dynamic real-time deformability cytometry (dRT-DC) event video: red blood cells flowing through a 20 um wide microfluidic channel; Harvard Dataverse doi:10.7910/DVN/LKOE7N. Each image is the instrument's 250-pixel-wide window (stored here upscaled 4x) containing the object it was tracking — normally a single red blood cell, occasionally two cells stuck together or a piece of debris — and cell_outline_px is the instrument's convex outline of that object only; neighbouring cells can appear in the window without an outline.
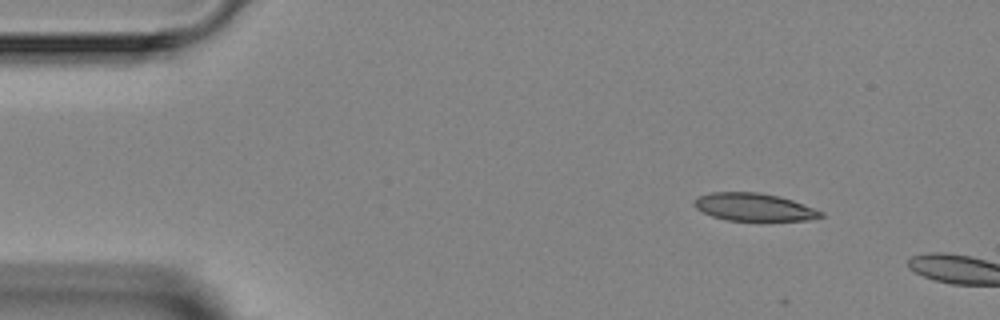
{"species": "Egyptian fruit bat (a non-hibernating species)", "species_latin": "Rousettus aegyptiacus", "temperature_condition": "room temperature", "stored_images_in_passage": 3, "camera_frame_rate_fps": 3000, "um_per_image_px": 0.085, "animal": {"sex": "female"}, "frame": {"image": 1, "passage_image": 1, "time_ms": 0.0, "image_size_px": [1000, 320], "cell_outline_px": [[824, 216], [808, 220], [728, 220], [712, 216], [696, 208], [692, 204], [692, 200], [696, 196], [712, 192], [760, 192], [780, 196], [792, 200], [824, 212]], "centroid_in_image_um": [64.05, 17.58], "position_along_channel_um": 21.0, "area_um2": 20.46}}